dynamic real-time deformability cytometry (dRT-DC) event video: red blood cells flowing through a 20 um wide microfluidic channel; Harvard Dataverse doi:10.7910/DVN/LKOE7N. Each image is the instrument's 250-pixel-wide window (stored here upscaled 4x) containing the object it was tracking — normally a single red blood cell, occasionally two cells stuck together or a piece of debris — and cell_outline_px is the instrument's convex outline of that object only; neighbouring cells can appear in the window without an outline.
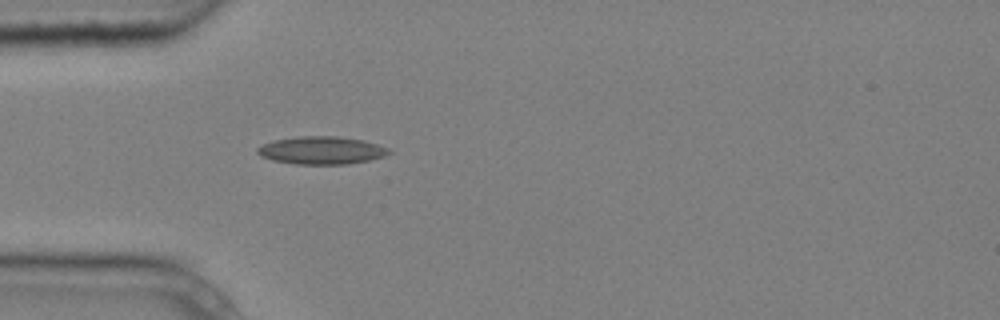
{"species": "common noctule bat (a hibernating species)", "species_latin": "Nyctalus noctula", "temperature_condition": "cold", "stored_images_in_passage": 4, "camera_frame_rate_fps": 3000, "um_per_image_px": 0.085, "animal": {"sex": "male", "body_mass_g": 20.4}, "frame": {"image": 1, "passage_image": 4, "time_ms": 1.0, "image_size_px": [1000, 320], "cell_outline_px": [[392, 152], [384, 156], [368, 160], [348, 164], [296, 164], [272, 160], [260, 156], [256, 152], [256, 148], [272, 140], [300, 136], [336, 136], [364, 140], [388, 148]], "centroid_in_image_um": [27.3, 12.78], "position_along_channel_um": 57.7, "area_um2": 21.27}}